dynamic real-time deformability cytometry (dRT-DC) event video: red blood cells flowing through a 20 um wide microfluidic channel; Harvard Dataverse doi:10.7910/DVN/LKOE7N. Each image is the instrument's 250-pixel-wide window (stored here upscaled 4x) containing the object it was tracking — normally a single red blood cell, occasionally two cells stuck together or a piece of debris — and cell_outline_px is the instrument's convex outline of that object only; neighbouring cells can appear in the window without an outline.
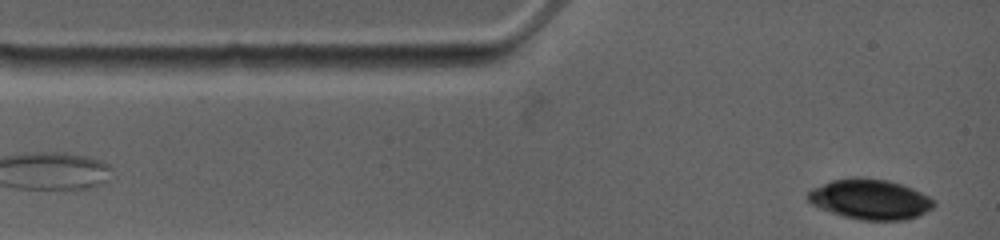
{"species": "common noctule bat (a hibernating species)", "species_latin": "Nyctalus noctula", "temperature_condition": "warm", "stored_images_in_passage": 16, "camera_frame_rate_fps": 4500, "um_per_image_px": 0.085, "animal": {"sex": "female", "body_mass_g": 19.0, "forearm_length_mm": 53.3}, "frame": {"image": 1, "passage_image": 2, "time_ms": 0.222, "image_size_px": [1000, 240], "cell_outline_px": [[936, 204], [932, 208], [916, 216], [904, 220], [860, 220], [844, 216], [820, 208], [812, 204], [808, 200], [808, 192], [812, 188], [832, 180], [852, 176], [860, 176], [888, 180], [912, 188], [928, 196]], "centroid_in_image_um": [73.94, 16.92], "position_along_channel_um": 11.1, "area_um2": 29.36}}